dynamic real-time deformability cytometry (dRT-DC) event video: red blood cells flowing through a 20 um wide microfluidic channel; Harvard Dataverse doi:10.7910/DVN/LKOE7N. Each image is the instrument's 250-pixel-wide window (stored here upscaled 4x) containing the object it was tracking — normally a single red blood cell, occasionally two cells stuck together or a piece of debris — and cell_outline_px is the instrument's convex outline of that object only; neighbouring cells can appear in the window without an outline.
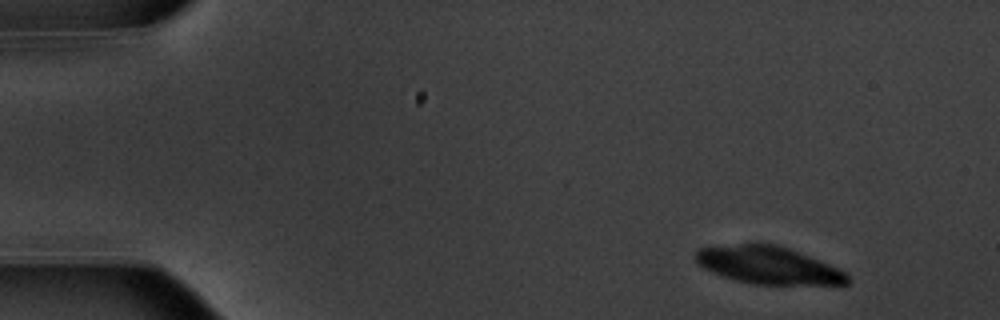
{"species": "common noctule bat (a hibernating species)", "species_latin": "Nyctalus noctula", "temperature_condition": "warm", "stored_images_in_passage": 28, "camera_frame_rate_fps": 3000, "um_per_image_px": 0.085, "animal": {"sex": "male", "body_mass_g": 20.1, "forearm_length_mm": 53.5}, "frame": {"image": 1, "passage_image": 3, "time_ms": 0.667, "image_size_px": [1000, 320], "cell_outline_px": [[848, 284], [752, 284], [736, 280], [724, 276], [704, 268], [692, 256], [700, 248], [740, 244], [776, 244], [788, 248], [828, 264], [844, 272], [848, 276]], "centroid_in_image_um": [65.27, 22.54], "position_along_channel_um": 19.7, "area_um2": 32.37}}